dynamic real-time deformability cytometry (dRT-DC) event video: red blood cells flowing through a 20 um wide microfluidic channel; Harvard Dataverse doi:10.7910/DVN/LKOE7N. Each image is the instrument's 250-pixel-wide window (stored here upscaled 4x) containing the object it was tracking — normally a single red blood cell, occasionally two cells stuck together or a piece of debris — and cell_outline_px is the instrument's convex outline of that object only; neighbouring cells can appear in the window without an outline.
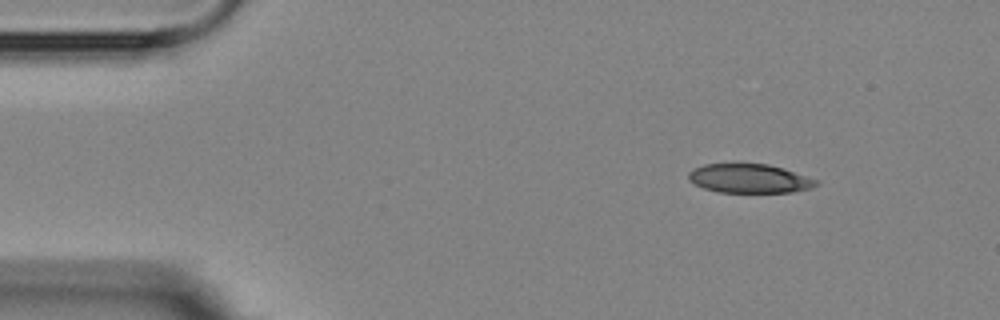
{"species": "Egyptian fruit bat (a non-hibernating species)", "species_latin": "Rousettus aegyptiacus", "temperature_condition": "room temperature", "stored_images_in_passage": 3, "camera_frame_rate_fps": 3000, "um_per_image_px": 0.085, "animal": {"sex": "female"}, "frame": {"image": 1, "passage_image": 1, "time_ms": 0.0, "image_size_px": [1000, 320], "cell_outline_px": [[820, 184], [812, 188], [792, 192], [716, 192], [704, 188], [688, 180], [688, 172], [692, 168], [704, 164], [768, 164], [820, 180]], "centroid_in_image_um": [63.7, 15.18], "position_along_channel_um": 21.3, "area_um2": 21.62}}